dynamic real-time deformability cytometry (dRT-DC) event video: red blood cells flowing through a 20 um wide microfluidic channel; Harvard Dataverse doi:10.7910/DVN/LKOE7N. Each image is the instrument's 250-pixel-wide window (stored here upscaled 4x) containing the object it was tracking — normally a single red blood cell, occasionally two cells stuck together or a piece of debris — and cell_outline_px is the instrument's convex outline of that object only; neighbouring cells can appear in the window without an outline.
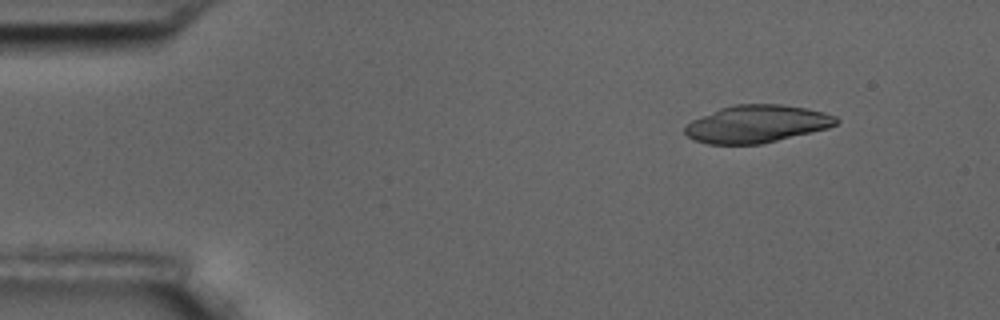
{"species": "common noctule bat (a hibernating species)", "species_latin": "Nyctalus noctula", "temperature_condition": "room temperature", "stored_images_in_passage": 5, "camera_frame_rate_fps": 3000, "um_per_image_px": 0.085, "animal": {"sex": "male", "body_mass_g": 17.5, "forearm_length_mm": 52.3}, "frame": {"image": 1, "passage_image": 2, "time_ms": 1.0, "image_size_px": [1000, 320], "cell_outline_px": [[840, 120], [836, 124], [828, 128], [760, 144], [708, 144], [692, 140], [684, 132], [684, 128], [692, 120], [720, 108], [736, 104], [780, 104], [808, 108], [824, 112], [836, 116]], "centroid_in_image_um": [64.33, 10.53], "position_along_channel_um": 20.7, "area_um2": 33.0}}